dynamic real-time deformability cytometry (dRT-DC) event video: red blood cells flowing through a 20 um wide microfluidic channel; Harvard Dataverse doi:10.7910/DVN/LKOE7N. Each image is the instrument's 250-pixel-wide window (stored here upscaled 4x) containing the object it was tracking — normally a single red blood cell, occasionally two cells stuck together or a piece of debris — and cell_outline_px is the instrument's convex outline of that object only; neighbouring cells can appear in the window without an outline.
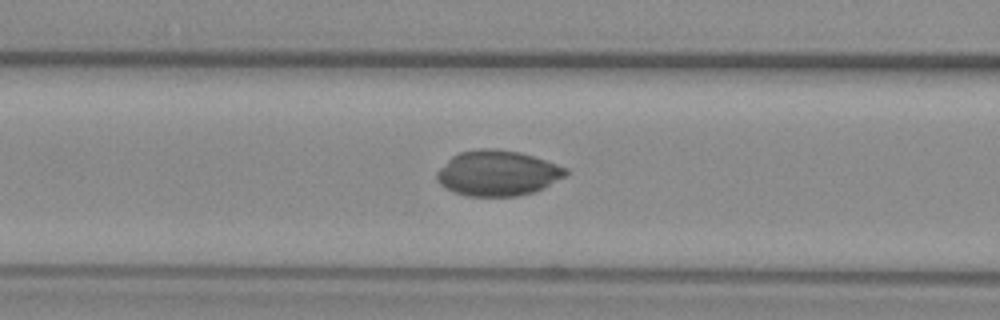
{"species": "common noctule bat (a hibernating species)", "species_latin": "Nyctalus noctula", "temperature_condition": "warm", "stored_images_in_passage": 33, "camera_frame_rate_fps": 3000, "um_per_image_px": 0.085, "animal": {"sex": "female", "body_mass_g": 29.2, "forearm_length_mm": 56.3}, "frame": {"image": 1, "passage_image": 8, "time_ms": 2.333, "image_size_px": [1000, 320], "cell_outline_px": [[568, 172], [564, 176], [544, 188], [536, 192], [516, 196], [464, 196], [452, 192], [444, 188], [436, 180], [436, 172], [452, 156], [460, 152], [480, 148], [496, 148], [520, 152], [568, 168]], "centroid_in_image_um": [42.26, 14.72], "position_along_channel_um": 124.3, "area_um2": 34.28}}
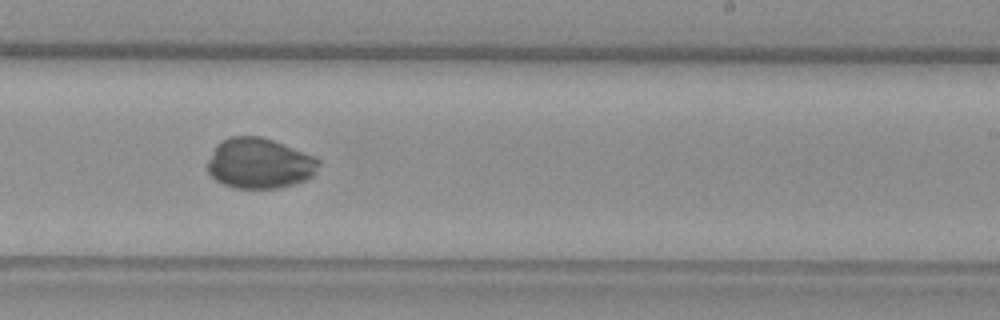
{"frame": {"image": 2, "passage_image": 19, "time_ms": 6.0, "image_size_px": [1000, 320], "cell_outline_px": [[320, 164], [312, 176], [308, 180], [280, 188], [236, 188], [224, 184], [216, 180], [208, 172], [208, 160], [216, 144], [220, 140], [232, 136], [260, 136], [272, 140], [312, 156], [320, 160]], "centroid_in_image_um": [22.04, 13.89], "position_along_channel_um": 267.0, "area_um2": 32.54}}
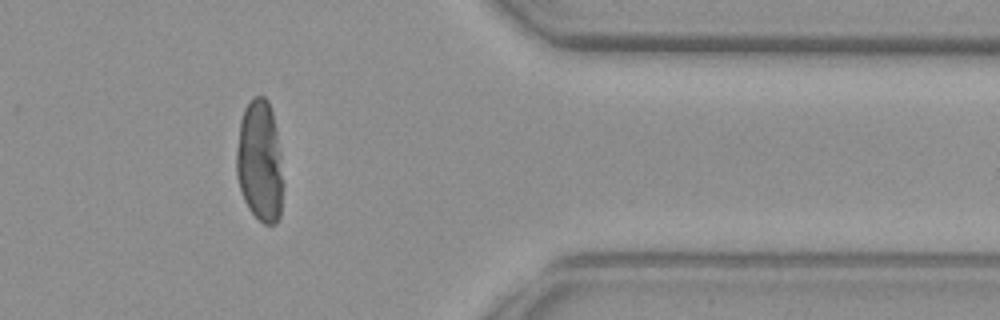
{"frame": {"image": 3, "passage_image": 30, "time_ms": 9.667, "image_size_px": [1000, 320], "cell_outline_px": [[284, 188], [280, 216], [276, 224], [264, 224], [248, 208], [244, 200], [236, 176], [236, 152], [240, 120], [244, 108], [256, 96], [264, 96], [268, 100], [272, 112], [276, 128], [280, 152], [284, 184]], "centroid_in_image_um": [22.1, 13.74], "position_along_channel_um": 389.3, "area_um2": 33.47}}